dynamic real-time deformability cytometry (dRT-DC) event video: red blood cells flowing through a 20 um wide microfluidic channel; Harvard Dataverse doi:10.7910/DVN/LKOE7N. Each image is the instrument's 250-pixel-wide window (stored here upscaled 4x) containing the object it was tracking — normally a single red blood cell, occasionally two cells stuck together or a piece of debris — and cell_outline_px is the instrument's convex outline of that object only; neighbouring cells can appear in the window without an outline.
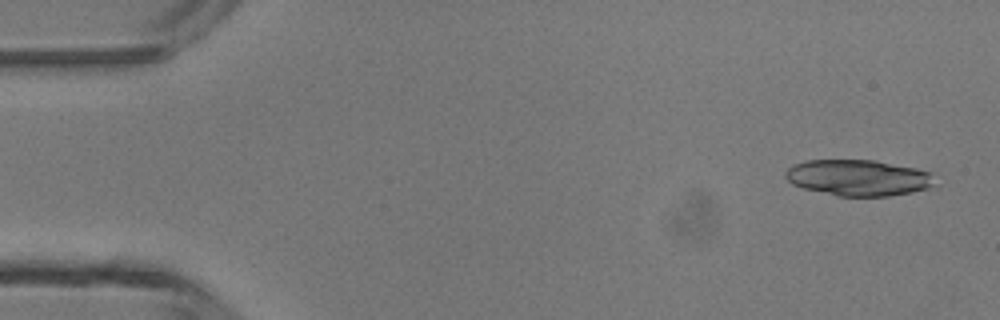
{"species": "common noctule bat (a hibernating species)", "species_latin": "Nyctalus noctula", "temperature_condition": "room temperature", "stored_images_in_passage": 4, "camera_frame_rate_fps": 3000, "um_per_image_px": 0.085, "animal": {"sex": "male", "body_mass_g": 13.3}, "frame": {"image": 1, "passage_image": 1, "time_ms": 0.0, "image_size_px": [1000, 320], "cell_outline_px": [[936, 184], [928, 188], [912, 192], [888, 196], [836, 196], [804, 188], [792, 184], [784, 176], [784, 172], [792, 164], [808, 160], [876, 160], [916, 168], [932, 172]], "centroid_in_image_um": [72.96, 15.1], "position_along_channel_um": 12.0, "area_um2": 31.67}}